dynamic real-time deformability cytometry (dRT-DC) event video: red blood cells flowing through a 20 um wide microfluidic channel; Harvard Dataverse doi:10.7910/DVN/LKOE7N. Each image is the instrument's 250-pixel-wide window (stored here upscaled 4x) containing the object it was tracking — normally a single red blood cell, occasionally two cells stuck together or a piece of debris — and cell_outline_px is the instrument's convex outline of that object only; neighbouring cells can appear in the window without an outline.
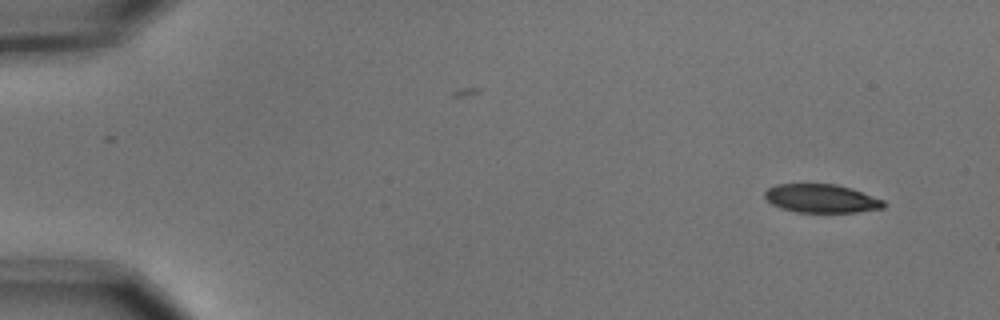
{"species": "common noctule bat (a hibernating species)", "species_latin": "Nyctalus noctula", "temperature_condition": "cold", "stored_images_in_passage": 14, "camera_frame_rate_fps": 3000, "um_per_image_px": 0.085, "animal": {"sex": "male", "body_mass_g": 15.6}, "frame": {"image": 1, "passage_image": 1, "time_ms": 0.0, "image_size_px": [1000, 320], "cell_outline_px": [[884, 208], [856, 212], [796, 212], [780, 208], [772, 204], [764, 196], [764, 192], [768, 188], [776, 184], [836, 184], [852, 188], [884, 200]], "centroid_in_image_um": [69.81, 16.87], "position_along_channel_um": 15.2, "area_um2": 19.77}}
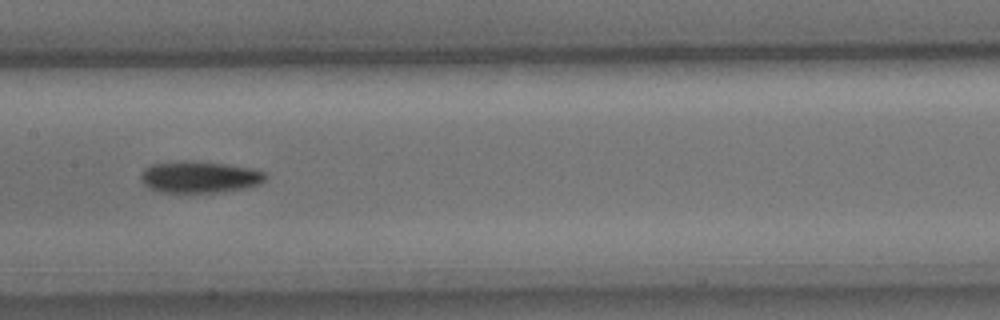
{"frame": {"image": 2, "passage_image": 7, "time_ms": 2.0, "image_size_px": [1000, 320], "cell_outline_px": [[268, 176], [260, 184], [244, 188], [220, 192], [164, 192], [152, 188], [144, 184], [140, 176], [144, 168], [152, 164], [184, 160], [192, 160], [228, 164], [252, 168], [264, 172]], "centroid_in_image_um": [16.99, 15.02], "position_along_channel_um": 190.4, "area_um2": 23.0}}
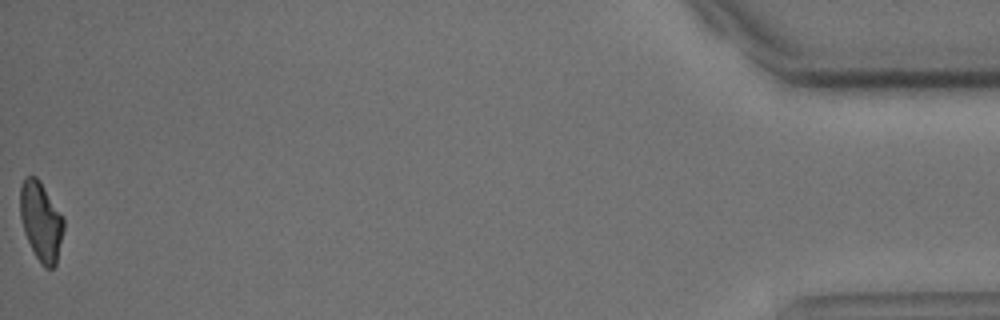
{"frame": {"image": 3, "passage_image": 14, "time_ms": 4.333, "image_size_px": [1000, 320], "cell_outline_px": [[64, 228], [56, 264], [52, 268], [44, 268], [36, 256], [24, 232], [20, 216], [20, 184], [24, 176], [36, 176], [40, 180], [64, 216]], "centroid_in_image_um": [3.49, 18.76], "position_along_channel_um": 431.7, "area_um2": 20.23}}